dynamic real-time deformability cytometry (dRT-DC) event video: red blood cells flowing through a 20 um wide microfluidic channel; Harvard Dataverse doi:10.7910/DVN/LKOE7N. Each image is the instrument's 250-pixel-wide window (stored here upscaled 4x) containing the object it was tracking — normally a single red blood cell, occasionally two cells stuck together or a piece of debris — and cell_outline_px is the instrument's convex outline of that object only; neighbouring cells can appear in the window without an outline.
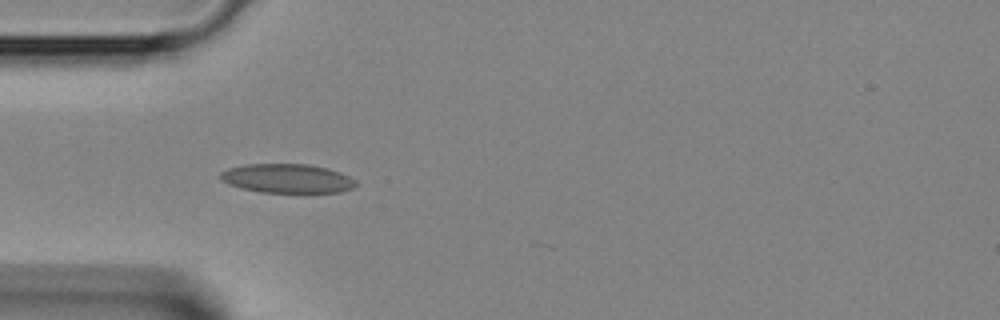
{"species": "Egyptian fruit bat (a non-hibernating species)", "species_latin": "Rousettus aegyptiacus", "temperature_condition": "room temperature", "stored_images_in_passage": 4, "camera_frame_rate_fps": 3000, "um_per_image_px": 0.085, "animal": {"sex": "female"}, "frame": {"image": 1, "passage_image": 2, "time_ms": 0.333, "image_size_px": [1000, 320], "cell_outline_px": [[360, 184], [352, 188], [340, 192], [260, 192], [240, 188], [228, 184], [220, 180], [220, 172], [228, 168], [244, 164], [308, 164], [328, 168], [340, 172], [356, 180]], "centroid_in_image_um": [24.41, 15.16], "position_along_channel_um": 60.6, "area_um2": 23.12}}
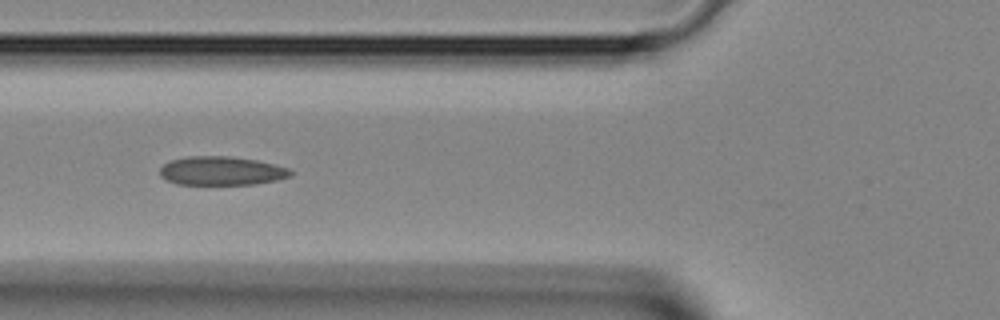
{"frame": {"image": 2, "passage_image": 3, "time_ms": 0.667, "image_size_px": [1000, 320], "cell_outline_px": [[292, 176], [276, 180], [256, 184], [176, 184], [164, 180], [160, 176], [160, 168], [164, 164], [172, 160], [188, 156], [228, 156], [256, 160], [288, 168], [292, 172]], "centroid_in_image_um": [18.8, 14.53], "position_along_channel_um": 107.0, "area_um2": 21.85}}
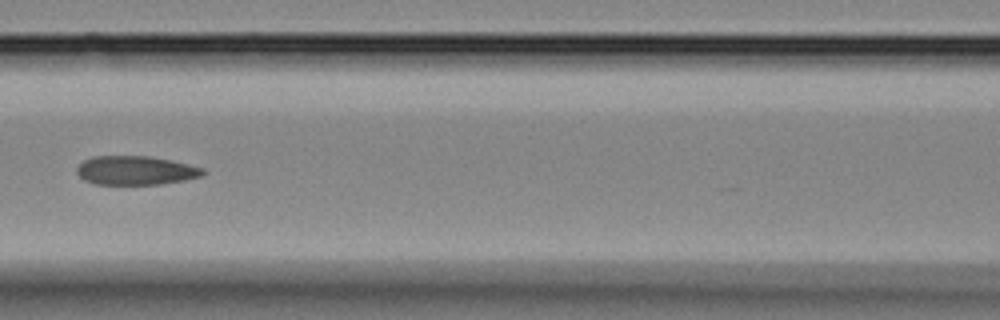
{"frame": {"image": 3, "passage_image": 4, "time_ms": 1.0, "image_size_px": [1000, 320], "cell_outline_px": [[208, 172], [204, 176], [184, 180], [160, 184], [96, 184], [84, 180], [76, 172], [76, 168], [84, 160], [92, 156], [148, 156], [172, 160], [204, 168]], "centroid_in_image_um": [11.57, 14.48], "position_along_channel_um": 155.0, "area_um2": 21.39}}